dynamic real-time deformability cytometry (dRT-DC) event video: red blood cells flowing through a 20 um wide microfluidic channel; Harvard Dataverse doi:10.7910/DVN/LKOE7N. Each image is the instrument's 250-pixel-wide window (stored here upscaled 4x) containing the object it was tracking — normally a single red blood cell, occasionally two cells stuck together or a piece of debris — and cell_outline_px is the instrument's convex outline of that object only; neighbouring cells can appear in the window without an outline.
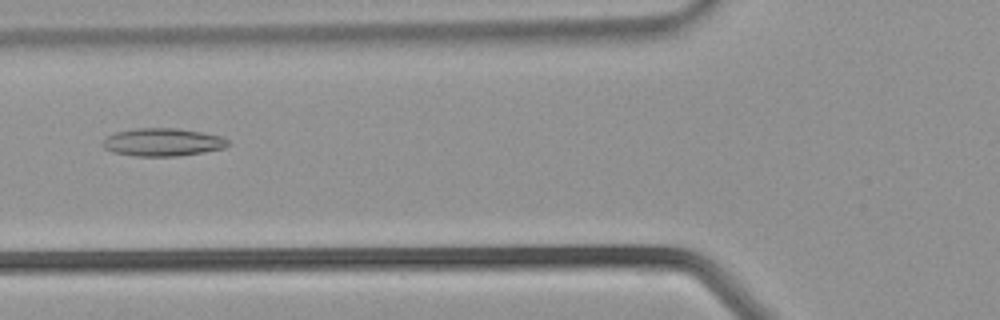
{"species": "common noctule bat (a hibernating species)", "species_latin": "Nyctalus noctula", "temperature_condition": "warm", "stored_images_in_passage": 27, "camera_frame_rate_fps": 3000, "um_per_image_px": 0.085, "animal": {"sex": "male", "body_mass_g": 21.5, "forearm_length_mm": 52.0}, "frame": {"image": 1, "passage_image": 4, "time_ms": 1.0, "image_size_px": [1000, 320], "cell_outline_px": [[228, 144], [224, 148], [204, 152], [180, 156], [136, 156], [112, 152], [104, 148], [100, 144], [108, 136], [116, 132], [136, 128], [180, 128], [220, 136], [228, 140]], "centroid_in_image_um": [13.8, 12.09], "position_along_channel_um": 112.0, "area_um2": 20.35}}
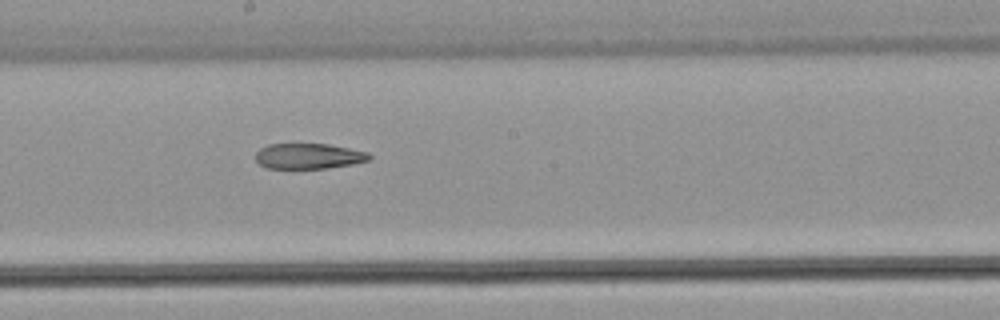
{"frame": {"image": 2, "passage_image": 10, "time_ms": 3.0, "image_size_px": [1000, 320], "cell_outline_px": [[372, 156], [368, 160], [352, 164], [328, 168], [264, 168], [256, 160], [256, 152], [260, 148], [268, 144], [328, 144], [368, 152]], "centroid_in_image_um": [26.22, 13.27], "position_along_channel_um": 222.0, "area_um2": 16.82}}
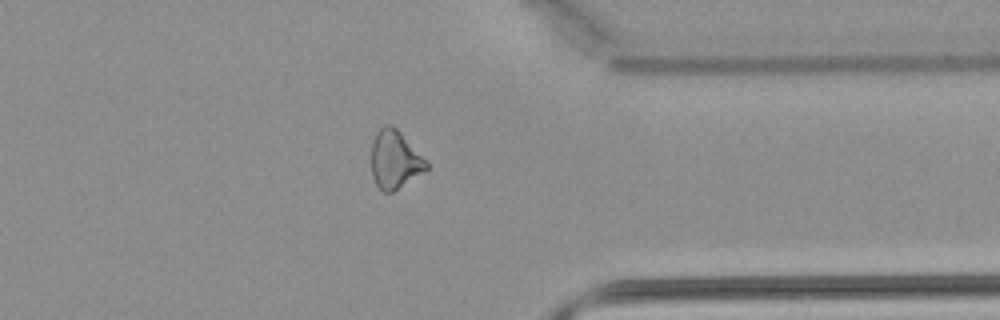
{"frame": {"image": 3, "passage_image": 19, "time_ms": 6.0, "image_size_px": [1000, 320], "cell_outline_px": [[428, 168], [392, 192], [384, 192], [376, 184], [372, 176], [372, 140], [376, 132], [384, 124], [392, 124], [400, 132], [428, 164]], "centroid_in_image_um": [33.51, 13.54], "position_along_channel_um": 377.9, "area_um2": 18.15}}